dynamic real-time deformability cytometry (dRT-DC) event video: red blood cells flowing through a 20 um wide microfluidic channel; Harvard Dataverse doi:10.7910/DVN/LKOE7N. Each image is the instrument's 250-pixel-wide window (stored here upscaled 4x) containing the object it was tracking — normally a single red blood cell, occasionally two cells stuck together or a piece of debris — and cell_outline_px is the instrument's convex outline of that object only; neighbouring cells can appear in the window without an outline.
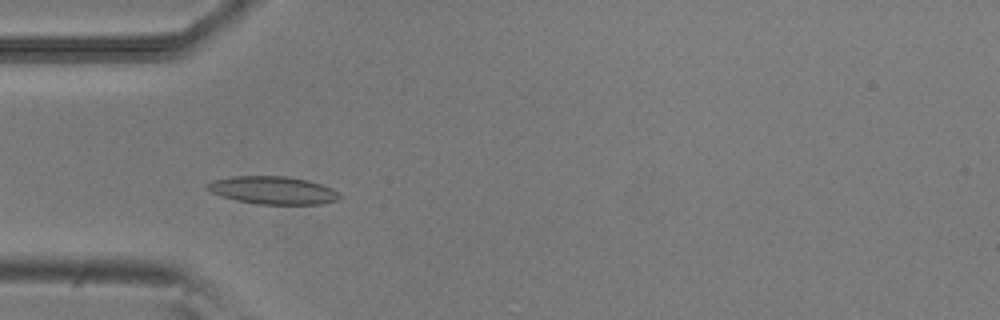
{"species": "common noctule bat (a hibernating species)", "species_latin": "Nyctalus noctula", "temperature_condition": "room temperature", "stored_images_in_passage": 43, "camera_frame_rate_fps": 3000, "um_per_image_px": 0.085, "animal": {"sex": "male", "body_mass_g": 20.5, "forearm_length_mm": 52.5}, "frame": {"image": 1, "passage_image": 6, "time_ms": 1.667, "image_size_px": [1000, 320], "cell_outline_px": [[340, 196], [336, 200], [320, 204], [256, 204], [236, 200], [212, 192], [204, 188], [204, 184], [212, 180], [232, 176], [284, 176], [308, 180], [332, 188]], "centroid_in_image_um": [23.14, 16.16], "position_along_channel_um": 61.9, "area_um2": 21.33}}
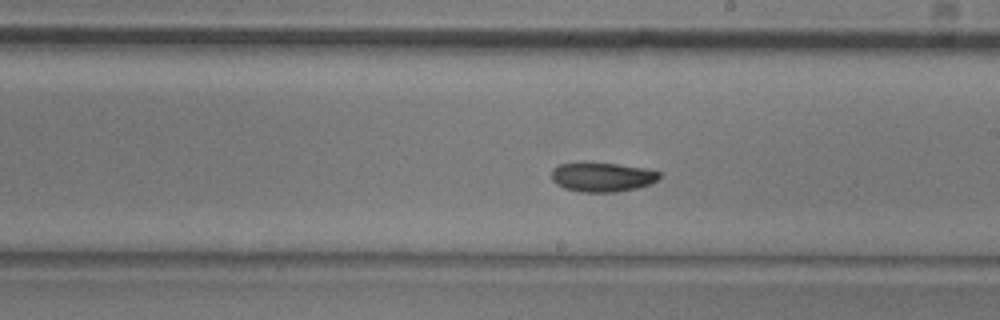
{"frame": {"image": 2, "passage_image": 20, "time_ms": 6.333, "image_size_px": [1000, 320], "cell_outline_px": [[660, 176], [652, 184], [640, 188], [616, 192], [580, 192], [564, 188], [556, 184], [552, 180], [552, 168], [560, 164], [616, 164], [644, 168], [660, 172]], "centroid_in_image_um": [51.21, 15.08], "position_along_channel_um": 237.8, "area_um2": 18.21}}
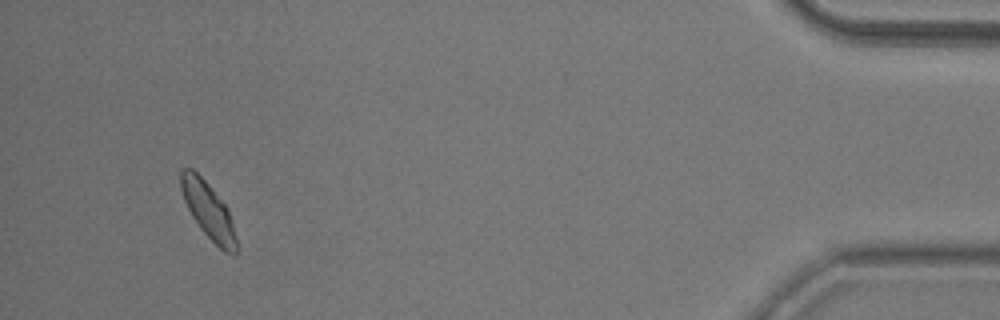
{"frame": {"image": 3, "passage_image": 40, "time_ms": 13.0, "image_size_px": [1000, 320], "cell_outline_px": [[236, 256], [232, 256], [224, 252], [200, 228], [192, 216], [184, 200], [180, 188], [180, 168], [192, 168], [208, 184], [228, 208], [236, 236]], "centroid_in_image_um": [17.7, 17.9], "position_along_channel_um": 417.5, "area_um2": 18.09}, "authors_computed_cell_mechanics": {"area_um2": 18.5538, "velocity_mm_per_s": 3.7819, "shape_relaxation_time_tau1_ms": null, "shape_relaxation_time_tau2_ms": 2.4733, "deformation_change_tau1": null, "deformation_change_tau2": 0.0581}}